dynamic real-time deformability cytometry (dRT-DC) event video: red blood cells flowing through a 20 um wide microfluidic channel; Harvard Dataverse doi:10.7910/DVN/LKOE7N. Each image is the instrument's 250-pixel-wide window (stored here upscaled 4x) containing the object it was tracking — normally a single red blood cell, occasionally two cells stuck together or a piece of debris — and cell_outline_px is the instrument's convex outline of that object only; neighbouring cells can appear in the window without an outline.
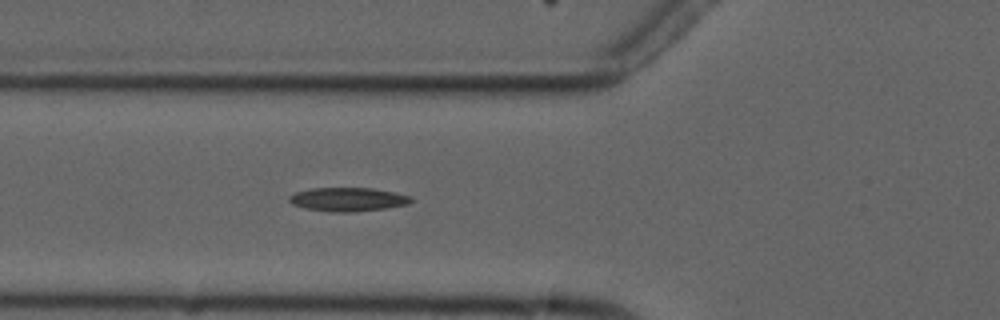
{"species": "common noctule bat (a hibernating species)", "species_latin": "Nyctalus noctula", "temperature_condition": "cold", "stored_images_in_passage": 5, "camera_frame_rate_fps": 3000, "um_per_image_px": 0.085, "animal": {"sex": "male", "forearm_length_mm": 52.5}, "frame": {"image": 1, "passage_image": 5, "time_ms": 4.667, "image_size_px": [1000, 320], "cell_outline_px": [[412, 200], [408, 204], [388, 208], [356, 212], [332, 212], [304, 208], [292, 204], [288, 200], [288, 196], [296, 192], [312, 188], [372, 188], [396, 192], [412, 196]], "centroid_in_image_um": [29.59, 16.95], "position_along_channel_um": 96.2, "area_um2": 17.05}}